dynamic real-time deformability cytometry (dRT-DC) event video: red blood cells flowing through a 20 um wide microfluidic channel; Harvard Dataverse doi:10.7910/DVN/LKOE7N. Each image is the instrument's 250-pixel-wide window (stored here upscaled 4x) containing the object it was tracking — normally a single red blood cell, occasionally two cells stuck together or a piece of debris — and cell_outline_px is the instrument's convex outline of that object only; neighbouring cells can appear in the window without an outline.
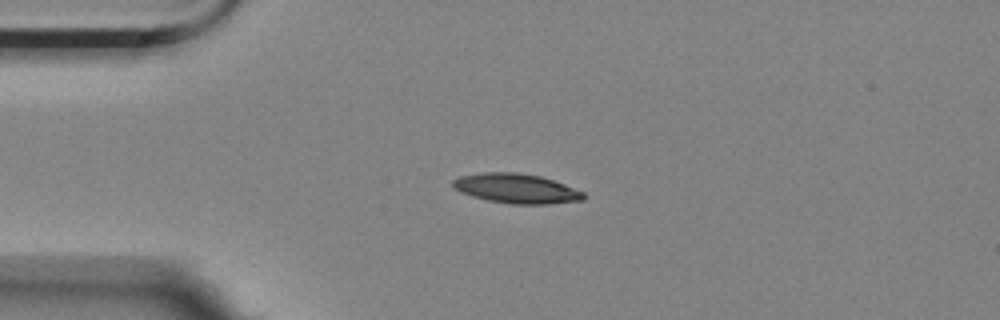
{"species": "Egyptian fruit bat (a non-hibernating species)", "species_latin": "Rousettus aegyptiacus", "temperature_condition": "room temperature", "stored_images_in_passage": 2, "camera_frame_rate_fps": 3000, "um_per_image_px": 0.085, "animal": {"sex": "female"}, "frame": {"image": 1, "passage_image": 1, "time_ms": 0.0, "image_size_px": [1000, 320], "cell_outline_px": [[584, 200], [548, 204], [512, 204], [488, 200], [472, 196], [460, 192], [452, 188], [452, 180], [460, 176], [484, 172], [516, 172], [540, 176], [564, 184], [584, 192]], "centroid_in_image_um": [43.86, 16.02], "position_along_channel_um": 41.1, "area_um2": 22.54}}